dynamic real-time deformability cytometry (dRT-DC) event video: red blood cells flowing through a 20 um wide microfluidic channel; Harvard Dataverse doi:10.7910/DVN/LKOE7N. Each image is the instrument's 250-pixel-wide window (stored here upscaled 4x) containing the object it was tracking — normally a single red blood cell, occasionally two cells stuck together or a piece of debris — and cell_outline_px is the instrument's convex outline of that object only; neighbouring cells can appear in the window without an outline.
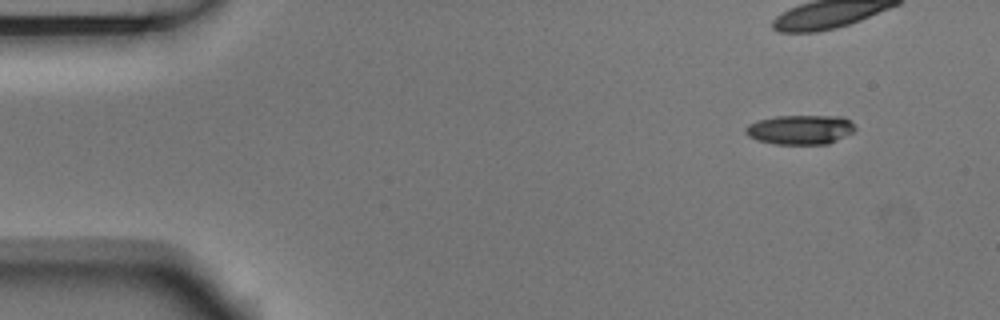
{"species": "Egyptian fruit bat (a non-hibernating species)", "species_latin": "Rousettus aegyptiacus", "temperature_condition": "room temperature", "stored_images_in_passage": 8, "camera_frame_rate_fps": 3000, "um_per_image_px": 0.085, "animal": {"sex": "male"}, "frame": {"image": 1, "passage_image": 1, "time_ms": 0.0, "image_size_px": [1000, 320], "cell_outline_px": [[856, 128], [852, 132], [828, 144], [776, 144], [756, 140], [748, 136], [744, 132], [744, 128], [748, 124], [760, 120], [776, 116], [844, 116]], "centroid_in_image_um": [67.98, 11.02], "position_along_channel_um": 17.0, "area_um2": 18.73}}
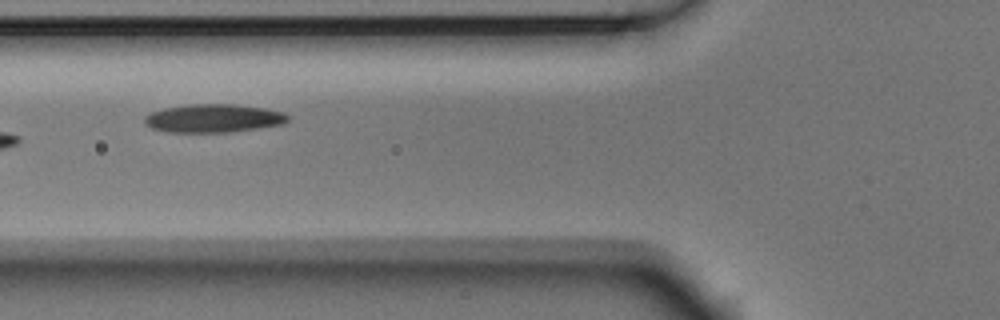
{"frame": {"image": 2, "passage_image": 6, "time_ms": 1.667, "image_size_px": [1000, 320], "cell_outline_px": [[288, 120], [284, 124], [228, 132], [168, 132], [152, 128], [144, 124], [144, 116], [152, 112], [164, 108], [188, 104], [232, 104], [264, 108], [284, 112], [288, 116]], "centroid_in_image_um": [18.12, 10.05], "position_along_channel_um": 107.7, "area_um2": 23.58}}
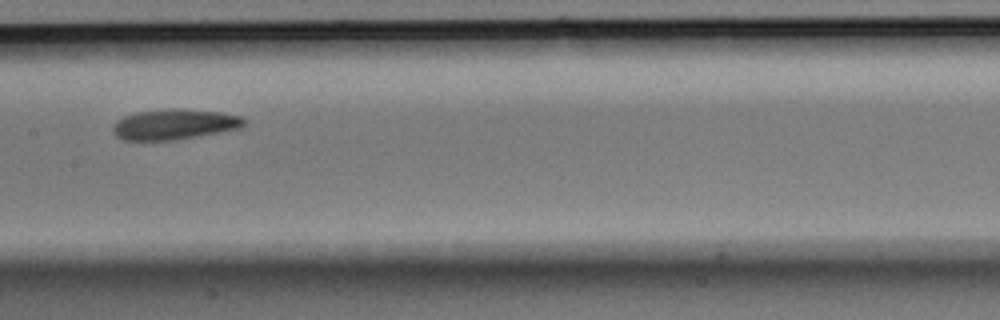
{"frame": {"image": 3, "passage_image": 8, "time_ms": 2.333, "image_size_px": [1000, 320], "cell_outline_px": [[248, 120], [240, 128], [196, 136], [172, 140], [124, 140], [116, 136], [112, 132], [112, 128], [116, 120], [124, 116], [136, 112], [168, 108], [184, 108], [220, 112], [240, 116]], "centroid_in_image_um": [14.8, 10.55], "position_along_channel_um": 192.6, "area_um2": 23.35}}